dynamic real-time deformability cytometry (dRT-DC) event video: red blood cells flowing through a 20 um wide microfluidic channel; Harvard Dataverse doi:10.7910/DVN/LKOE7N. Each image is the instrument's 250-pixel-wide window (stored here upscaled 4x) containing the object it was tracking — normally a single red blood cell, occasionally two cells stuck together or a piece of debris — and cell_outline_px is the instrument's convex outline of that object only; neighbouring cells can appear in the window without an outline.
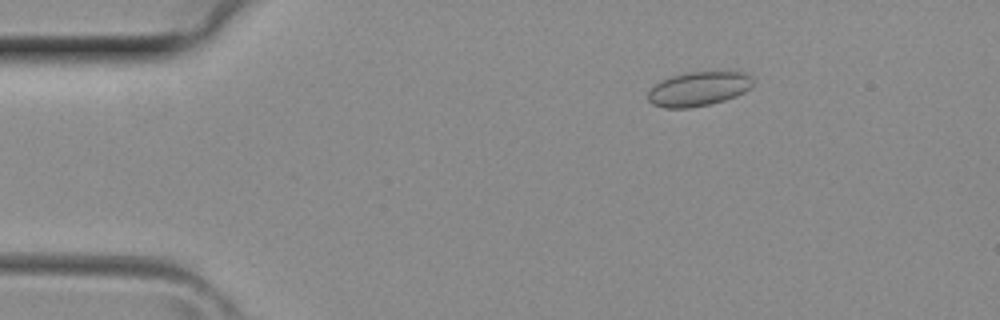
{"species": "common noctule bat (a hibernating species)", "species_latin": "Nyctalus noctula", "temperature_condition": "room temperature", "stored_images_in_passage": 40, "camera_frame_rate_fps": 3000, "um_per_image_px": 0.085, "animal": {"sex": "female", "body_mass_g": 29.2, "forearm_length_mm": 56.3}, "frame": {"image": 1, "passage_image": 7, "time_ms": 2.0, "image_size_px": [1000, 320], "cell_outline_px": [[752, 84], [744, 92], [736, 96], [724, 100], [708, 104], [688, 108], [664, 108], [652, 104], [648, 100], [648, 92], [660, 80], [672, 76], [688, 72], [744, 72], [752, 76]], "centroid_in_image_um": [59.35, 7.55], "position_along_channel_um": 25.6, "area_um2": 20.81}}
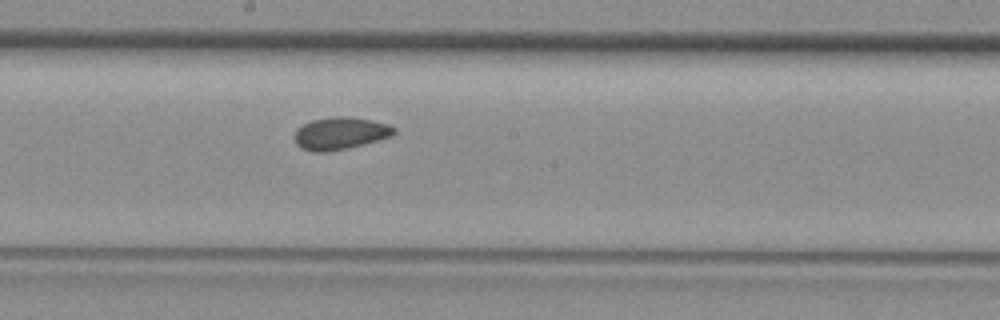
{"frame": {"image": 2, "passage_image": 22, "time_ms": 7.0, "image_size_px": [1000, 320], "cell_outline_px": [[396, 132], [392, 136], [344, 148], [324, 152], [312, 152], [300, 148], [296, 144], [296, 132], [304, 124], [312, 120], [332, 116], [348, 116], [372, 120], [388, 124], [396, 128]], "centroid_in_image_um": [28.93, 11.32], "position_along_channel_um": 219.3, "area_um2": 18.44}}
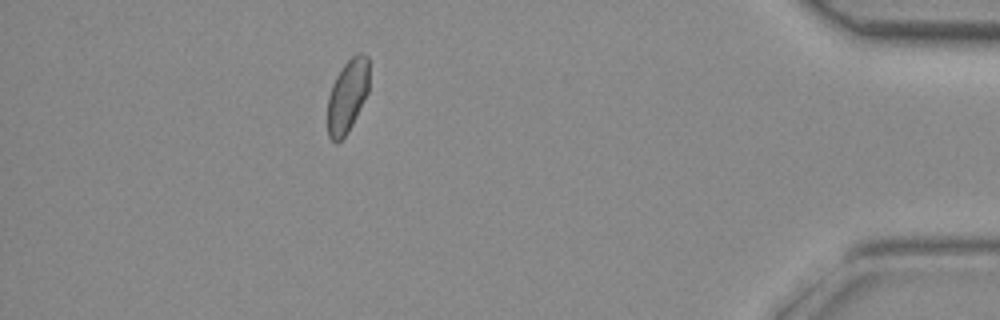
{"frame": {"image": 3, "passage_image": 36, "time_ms": 11.667, "image_size_px": [1000, 320], "cell_outline_px": [[368, 92], [348, 132], [340, 140], [332, 140], [328, 136], [328, 96], [332, 84], [336, 76], [344, 64], [356, 52], [360, 52], [368, 56]], "centroid_in_image_um": [29.53, 8.11], "position_along_channel_um": 405.7, "area_um2": 17.51}}